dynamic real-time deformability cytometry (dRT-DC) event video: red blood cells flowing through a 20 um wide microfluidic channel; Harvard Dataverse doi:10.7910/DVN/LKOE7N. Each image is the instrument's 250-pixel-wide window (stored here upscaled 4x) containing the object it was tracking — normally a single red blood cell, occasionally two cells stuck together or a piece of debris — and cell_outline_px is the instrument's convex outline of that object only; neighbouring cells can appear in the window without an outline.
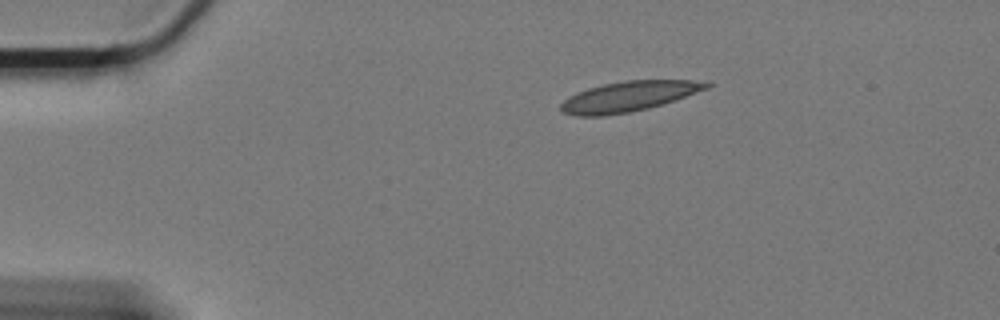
{"species": "Egyptian fruit bat (a non-hibernating species)", "species_latin": "Rousettus aegyptiacus", "temperature_condition": "cold", "stored_images_in_passage": 50, "camera_frame_rate_fps": 3000, "um_per_image_px": 0.085, "animal": {"sex": "female"}, "frame": {"image": 1, "passage_image": 1, "time_ms": 0.0, "image_size_px": [1000, 320], "cell_outline_px": [[712, 84], [708, 88], [676, 100], [648, 108], [628, 112], [604, 116], [576, 116], [564, 112], [560, 108], [560, 104], [568, 96], [576, 92], [588, 88], [604, 84], [624, 80], [712, 80]], "centroid_in_image_um": [53.47, 8.18], "position_along_channel_um": 31.5, "area_um2": 25.78}}
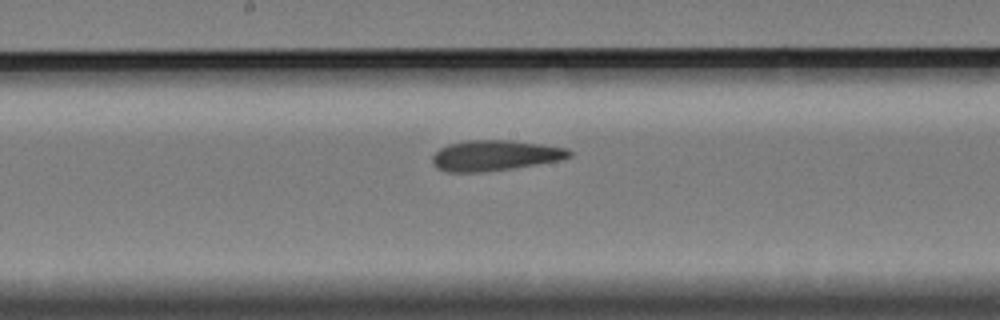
{"frame": {"image": 2, "passage_image": 22, "time_ms": 7.0, "image_size_px": [1000, 320], "cell_outline_px": [[572, 156], [560, 160], [512, 168], [480, 172], [448, 172], [436, 168], [432, 164], [432, 156], [440, 148], [448, 144], [464, 140], [512, 140], [568, 148], [572, 152]], "centroid_in_image_um": [42.05, 13.21], "position_along_channel_um": 206.2, "area_um2": 24.39}}
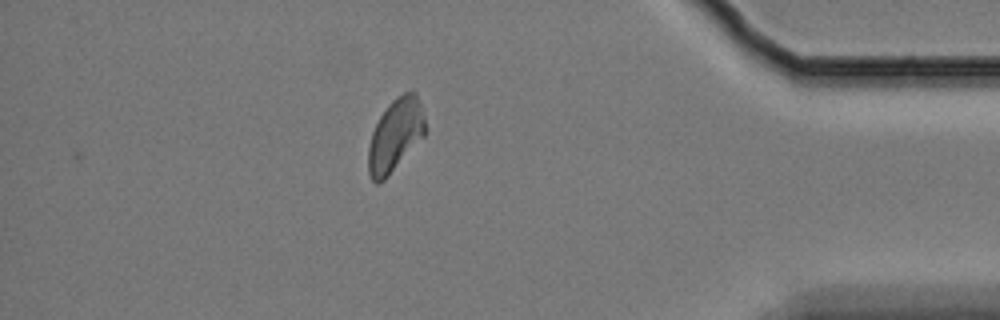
{"frame": {"image": 3, "passage_image": 43, "time_ms": 14.0, "image_size_px": [1000, 320], "cell_outline_px": [[424, 136], [388, 176], [380, 184], [376, 184], [372, 180], [368, 172], [368, 148], [372, 132], [380, 116], [388, 104], [396, 96], [404, 92], [416, 92], [424, 116]], "centroid_in_image_um": [33.58, 11.5], "position_along_channel_um": 401.6, "area_um2": 23.87}, "authors_computed_cell_mechanics": {"area_um2": 24.3627, "velocity_mm_per_s": 3.2774, "shape_relaxation_time_tau1_ms": null, "shape_relaxation_time_tau2_ms": 2.0802, "deformation_change_tau1": null, "deformation_change_tau2": 0.0737}}